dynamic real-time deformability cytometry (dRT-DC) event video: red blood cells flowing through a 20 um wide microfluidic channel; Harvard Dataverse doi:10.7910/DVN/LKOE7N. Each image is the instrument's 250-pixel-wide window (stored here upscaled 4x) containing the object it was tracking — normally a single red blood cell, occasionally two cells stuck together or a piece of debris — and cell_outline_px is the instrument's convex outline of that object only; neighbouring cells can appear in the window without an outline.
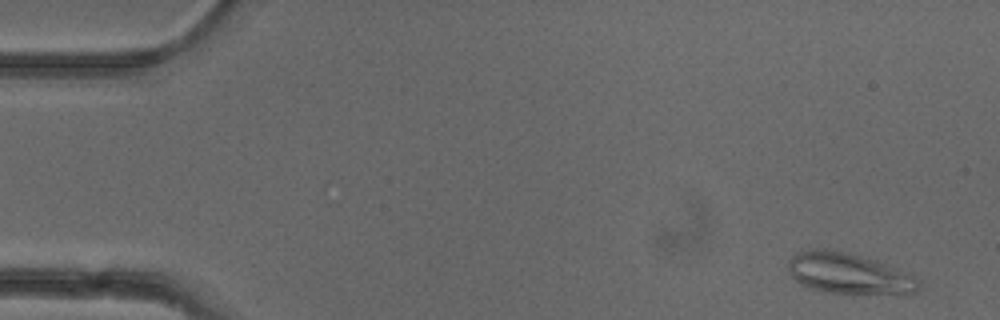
{"species": "common noctule bat (a hibernating species)", "species_latin": "Nyctalus noctula", "temperature_condition": "cold", "stored_images_in_passage": 52, "camera_frame_rate_fps": 3000, "um_per_image_px": 0.085, "animal": {"sex": "female"}, "frame": {"image": 1, "passage_image": 3, "time_ms": 0.667, "image_size_px": [1000, 320], "cell_outline_px": [[920, 284], [916, 292], [820, 292], [800, 284], [788, 272], [788, 260], [796, 252], [808, 248], [824, 248], [848, 252], [876, 260], [888, 264], [920, 280]], "centroid_in_image_um": [72.03, 23.19], "position_along_channel_um": 13.0, "area_um2": 30.69}}
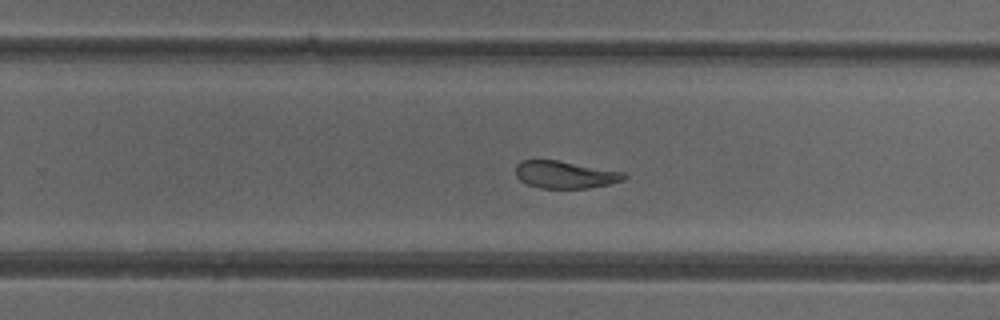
{"frame": {"image": 2, "passage_image": 33, "time_ms": 10.667, "image_size_px": [1000, 320], "cell_outline_px": [[628, 176], [624, 180], [608, 184], [588, 188], [540, 188], [528, 184], [520, 180], [516, 176], [516, 164], [520, 160], [556, 160], [624, 172]], "centroid_in_image_um": [48.02, 14.84], "position_along_channel_um": 281.8, "area_um2": 17.17}}
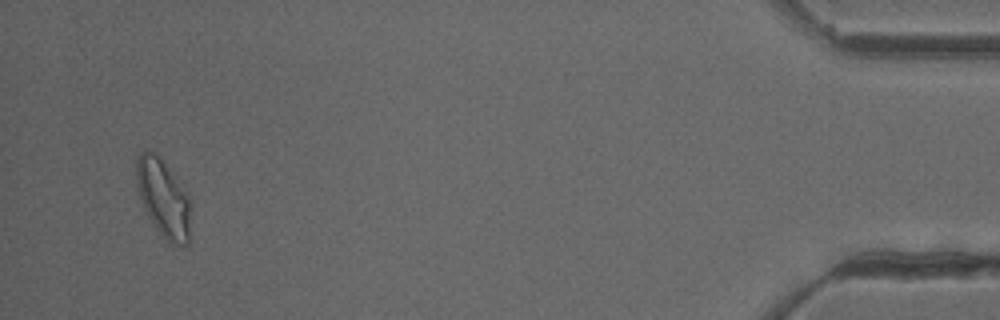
{"frame": {"image": 3, "passage_image": 50, "time_ms": 16.333, "image_size_px": [1000, 320], "cell_outline_px": [[192, 240], [184, 248], [168, 244], [160, 236], [140, 196], [136, 184], [136, 160], [140, 152], [156, 152], [160, 156], [188, 192]], "centroid_in_image_um": [13.95, 16.92], "position_along_channel_um": 421.2, "area_um2": 25.14}, "authors_computed_cell_mechanics": {"area_um2": 20.1433, "velocity_mm_per_s": 3.9198, "shape_relaxation_time_tau1_ms": null, "shape_relaxation_time_tau2_ms": 1.8054, "deformation_change_tau1": null, "deformation_change_tau2": 0.071}}